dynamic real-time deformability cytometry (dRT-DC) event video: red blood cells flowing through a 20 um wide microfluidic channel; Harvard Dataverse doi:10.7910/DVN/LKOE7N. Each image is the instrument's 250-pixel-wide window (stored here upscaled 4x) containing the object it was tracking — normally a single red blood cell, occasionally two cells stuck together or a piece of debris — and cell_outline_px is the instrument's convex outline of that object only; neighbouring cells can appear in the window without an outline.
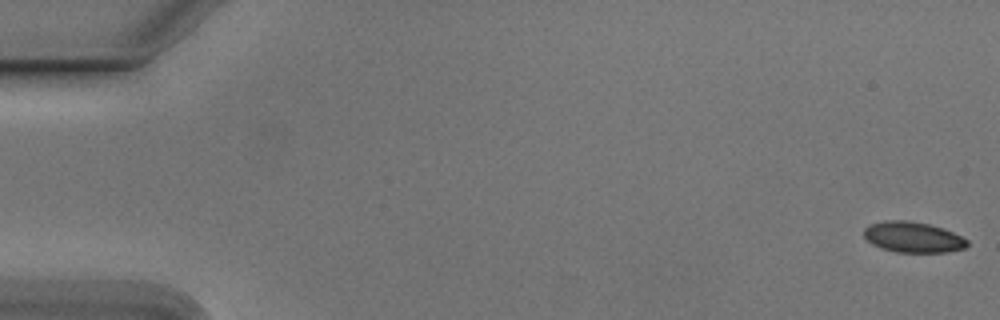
{"species": "Egyptian fruit bat (a non-hibernating species)", "species_latin": "Rousettus aegyptiacus", "temperature_condition": "cold", "stored_images_in_passage": 54, "camera_frame_rate_fps": 3000, "um_per_image_px": 0.085, "animal": {"sex": "male"}, "frame": {"image": 1, "passage_image": 1, "time_ms": 0.0, "image_size_px": [1000, 320], "cell_outline_px": [[968, 244], [964, 248], [948, 252], [896, 252], [880, 248], [872, 244], [864, 236], [864, 228], [868, 224], [884, 220], [908, 220], [928, 224], [944, 228], [968, 240]], "centroid_in_image_um": [77.57, 20.15], "position_along_channel_um": 7.4, "area_um2": 18.55}}
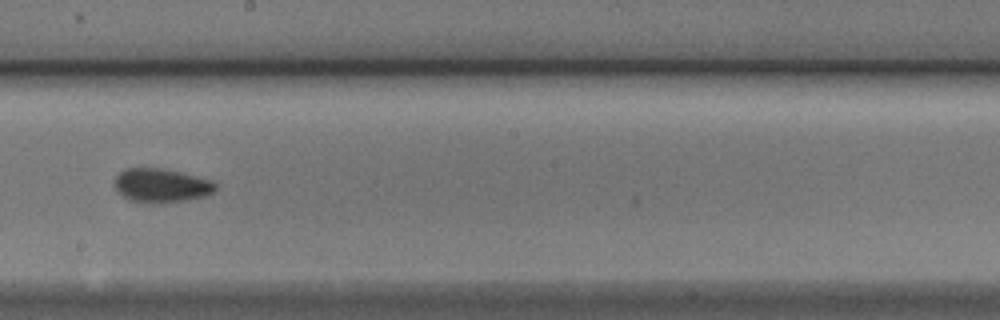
{"frame": {"image": 2, "passage_image": 31, "time_ms": 10.0, "image_size_px": [1000, 320], "cell_outline_px": [[216, 188], [208, 196], [188, 200], [156, 204], [128, 200], [116, 188], [116, 176], [124, 168], [160, 168], [180, 172], [212, 180], [216, 184]], "centroid_in_image_um": [13.74, 15.78], "position_along_channel_um": 234.5, "area_um2": 19.94}}
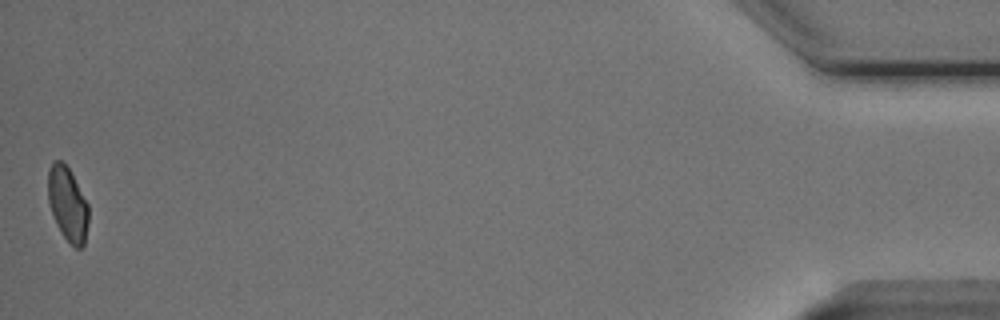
{"frame": {"image": 3, "passage_image": 54, "time_ms": 17.667, "image_size_px": [1000, 320], "cell_outline_px": [[88, 220], [84, 244], [80, 248], [76, 248], [60, 232], [56, 224], [48, 200], [48, 172], [52, 164], [56, 160], [60, 160], [68, 168], [88, 204]], "centroid_in_image_um": [5.74, 17.36], "position_along_channel_um": 429.5, "area_um2": 17.05}, "authors_computed_cell_mechanics": {"area_um2": 19.0162, "velocity_mm_per_s": 3.7874, "shape_relaxation_time_tau1_ms": 5.7857, "shape_relaxation_time_tau2_ms": 1.5323, "deformation_change_tau1": 0.1231, "deformation_change_tau2": 0.0457}}